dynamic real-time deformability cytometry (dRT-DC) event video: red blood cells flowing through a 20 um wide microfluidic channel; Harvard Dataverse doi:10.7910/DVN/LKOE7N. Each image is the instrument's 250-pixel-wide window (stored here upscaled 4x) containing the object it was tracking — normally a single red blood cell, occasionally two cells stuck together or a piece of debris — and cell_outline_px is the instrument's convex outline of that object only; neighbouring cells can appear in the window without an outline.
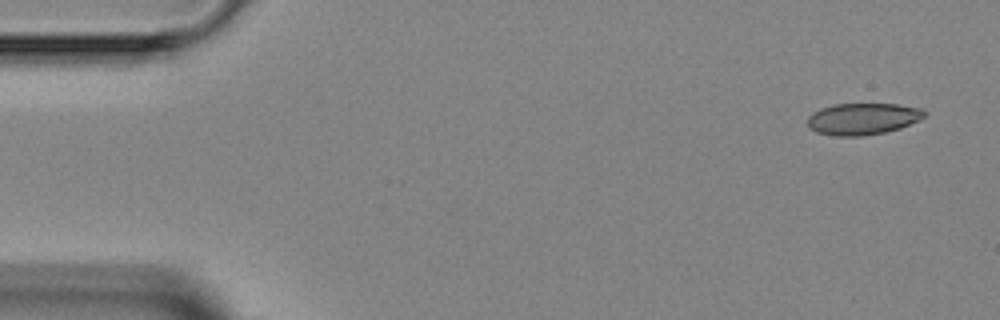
{"species": "Egyptian fruit bat (a non-hibernating species)", "species_latin": "Rousettus aegyptiacus", "temperature_condition": "room temperature", "stored_images_in_passage": 4, "camera_frame_rate_fps": 3000, "um_per_image_px": 0.085, "animal": {"sex": "female"}, "frame": {"image": 1, "passage_image": 1, "time_ms": 0.0, "image_size_px": [1000, 320], "cell_outline_px": [[928, 112], [920, 120], [900, 128], [884, 132], [860, 136], [832, 136], [816, 132], [808, 128], [808, 116], [812, 112], [820, 108], [832, 104], [896, 104], [924, 108]], "centroid_in_image_um": [73.33, 10.09], "position_along_channel_um": 11.7, "area_um2": 21.85}}